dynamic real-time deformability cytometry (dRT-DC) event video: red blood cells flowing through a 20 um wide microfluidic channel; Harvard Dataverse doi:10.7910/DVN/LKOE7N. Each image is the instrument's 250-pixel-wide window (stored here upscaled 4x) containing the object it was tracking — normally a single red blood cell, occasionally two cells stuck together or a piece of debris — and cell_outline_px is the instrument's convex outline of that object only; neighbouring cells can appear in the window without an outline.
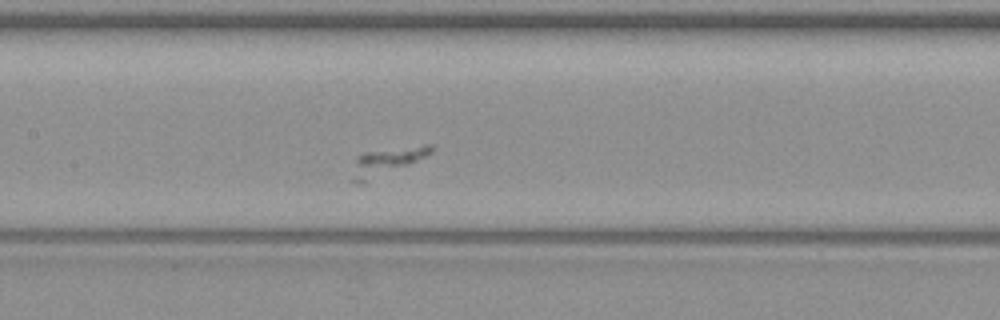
{"species": "common noctule bat (a hibernating species)", "species_latin": "Nyctalus noctula", "temperature_condition": "warm", "stored_images_in_passage": 29, "camera_frame_rate_fps": 3000, "um_per_image_px": 0.085, "animal": {"sex": "female", "body_mass_g": 19.3, "forearm_length_mm": 54.1}, "frame": {"image": 1, "passage_image": 9, "time_ms": 2.667, "image_size_px": [1000, 320], "cell_outline_px": [[436, 148], [432, 152], [408, 164], [364, 184], [356, 184], [352, 180], [352, 176], [356, 156], [364, 152], [424, 144], [432, 144]], "centroid_in_image_um": [32.84, 13.72], "position_along_channel_um": 174.6, "area_um2": 12.54}}